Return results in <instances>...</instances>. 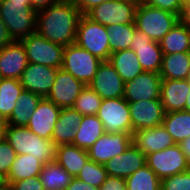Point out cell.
Wrapping results in <instances>:
<instances>
[{
    "label": "cell",
    "mask_w": 190,
    "mask_h": 190,
    "mask_svg": "<svg viewBox=\"0 0 190 190\" xmlns=\"http://www.w3.org/2000/svg\"><path fill=\"white\" fill-rule=\"evenodd\" d=\"M82 118L74 108H62L51 136L54 145L72 144Z\"/></svg>",
    "instance_id": "obj_23"
},
{
    "label": "cell",
    "mask_w": 190,
    "mask_h": 190,
    "mask_svg": "<svg viewBox=\"0 0 190 190\" xmlns=\"http://www.w3.org/2000/svg\"><path fill=\"white\" fill-rule=\"evenodd\" d=\"M85 85L62 68L57 70L55 81L46 97L60 108L73 107Z\"/></svg>",
    "instance_id": "obj_13"
},
{
    "label": "cell",
    "mask_w": 190,
    "mask_h": 190,
    "mask_svg": "<svg viewBox=\"0 0 190 190\" xmlns=\"http://www.w3.org/2000/svg\"><path fill=\"white\" fill-rule=\"evenodd\" d=\"M0 18L13 41L36 32L37 12L30 0H0Z\"/></svg>",
    "instance_id": "obj_2"
},
{
    "label": "cell",
    "mask_w": 190,
    "mask_h": 190,
    "mask_svg": "<svg viewBox=\"0 0 190 190\" xmlns=\"http://www.w3.org/2000/svg\"><path fill=\"white\" fill-rule=\"evenodd\" d=\"M27 65L26 51L20 41L0 49V78L19 80Z\"/></svg>",
    "instance_id": "obj_20"
},
{
    "label": "cell",
    "mask_w": 190,
    "mask_h": 190,
    "mask_svg": "<svg viewBox=\"0 0 190 190\" xmlns=\"http://www.w3.org/2000/svg\"><path fill=\"white\" fill-rule=\"evenodd\" d=\"M178 145H179L181 151L186 156L188 163L190 164V137L186 138Z\"/></svg>",
    "instance_id": "obj_47"
},
{
    "label": "cell",
    "mask_w": 190,
    "mask_h": 190,
    "mask_svg": "<svg viewBox=\"0 0 190 190\" xmlns=\"http://www.w3.org/2000/svg\"><path fill=\"white\" fill-rule=\"evenodd\" d=\"M137 7L134 0H107L91 9L86 16L105 27L115 24H135Z\"/></svg>",
    "instance_id": "obj_8"
},
{
    "label": "cell",
    "mask_w": 190,
    "mask_h": 190,
    "mask_svg": "<svg viewBox=\"0 0 190 190\" xmlns=\"http://www.w3.org/2000/svg\"><path fill=\"white\" fill-rule=\"evenodd\" d=\"M88 86L102 99L124 97L125 83L109 61H102Z\"/></svg>",
    "instance_id": "obj_14"
},
{
    "label": "cell",
    "mask_w": 190,
    "mask_h": 190,
    "mask_svg": "<svg viewBox=\"0 0 190 190\" xmlns=\"http://www.w3.org/2000/svg\"><path fill=\"white\" fill-rule=\"evenodd\" d=\"M57 70L49 66L28 63L19 80L24 90L46 98L55 81Z\"/></svg>",
    "instance_id": "obj_16"
},
{
    "label": "cell",
    "mask_w": 190,
    "mask_h": 190,
    "mask_svg": "<svg viewBox=\"0 0 190 190\" xmlns=\"http://www.w3.org/2000/svg\"><path fill=\"white\" fill-rule=\"evenodd\" d=\"M187 25L190 27V6L185 10L184 16L182 18Z\"/></svg>",
    "instance_id": "obj_49"
},
{
    "label": "cell",
    "mask_w": 190,
    "mask_h": 190,
    "mask_svg": "<svg viewBox=\"0 0 190 190\" xmlns=\"http://www.w3.org/2000/svg\"><path fill=\"white\" fill-rule=\"evenodd\" d=\"M98 190H127L124 178L107 176Z\"/></svg>",
    "instance_id": "obj_42"
},
{
    "label": "cell",
    "mask_w": 190,
    "mask_h": 190,
    "mask_svg": "<svg viewBox=\"0 0 190 190\" xmlns=\"http://www.w3.org/2000/svg\"><path fill=\"white\" fill-rule=\"evenodd\" d=\"M146 164L161 180L190 169V164L178 144L146 155Z\"/></svg>",
    "instance_id": "obj_10"
},
{
    "label": "cell",
    "mask_w": 190,
    "mask_h": 190,
    "mask_svg": "<svg viewBox=\"0 0 190 190\" xmlns=\"http://www.w3.org/2000/svg\"><path fill=\"white\" fill-rule=\"evenodd\" d=\"M130 49L136 53L144 71L160 72L163 53L159 42L151 40L146 33L135 28Z\"/></svg>",
    "instance_id": "obj_15"
},
{
    "label": "cell",
    "mask_w": 190,
    "mask_h": 190,
    "mask_svg": "<svg viewBox=\"0 0 190 190\" xmlns=\"http://www.w3.org/2000/svg\"><path fill=\"white\" fill-rule=\"evenodd\" d=\"M81 16L71 0H63L37 11L36 32L50 42L66 47L76 41Z\"/></svg>",
    "instance_id": "obj_1"
},
{
    "label": "cell",
    "mask_w": 190,
    "mask_h": 190,
    "mask_svg": "<svg viewBox=\"0 0 190 190\" xmlns=\"http://www.w3.org/2000/svg\"><path fill=\"white\" fill-rule=\"evenodd\" d=\"M185 111L187 112H190V93L187 97V101H186V104H185Z\"/></svg>",
    "instance_id": "obj_52"
},
{
    "label": "cell",
    "mask_w": 190,
    "mask_h": 190,
    "mask_svg": "<svg viewBox=\"0 0 190 190\" xmlns=\"http://www.w3.org/2000/svg\"><path fill=\"white\" fill-rule=\"evenodd\" d=\"M106 133L132 134L128 102L123 98L103 99L97 112Z\"/></svg>",
    "instance_id": "obj_9"
},
{
    "label": "cell",
    "mask_w": 190,
    "mask_h": 190,
    "mask_svg": "<svg viewBox=\"0 0 190 190\" xmlns=\"http://www.w3.org/2000/svg\"><path fill=\"white\" fill-rule=\"evenodd\" d=\"M6 184L10 190H44L40 176H34Z\"/></svg>",
    "instance_id": "obj_41"
},
{
    "label": "cell",
    "mask_w": 190,
    "mask_h": 190,
    "mask_svg": "<svg viewBox=\"0 0 190 190\" xmlns=\"http://www.w3.org/2000/svg\"><path fill=\"white\" fill-rule=\"evenodd\" d=\"M23 90L20 80L0 79V120L10 117Z\"/></svg>",
    "instance_id": "obj_32"
},
{
    "label": "cell",
    "mask_w": 190,
    "mask_h": 190,
    "mask_svg": "<svg viewBox=\"0 0 190 190\" xmlns=\"http://www.w3.org/2000/svg\"><path fill=\"white\" fill-rule=\"evenodd\" d=\"M147 4L177 14L181 19L185 13V9L179 0H149Z\"/></svg>",
    "instance_id": "obj_40"
},
{
    "label": "cell",
    "mask_w": 190,
    "mask_h": 190,
    "mask_svg": "<svg viewBox=\"0 0 190 190\" xmlns=\"http://www.w3.org/2000/svg\"><path fill=\"white\" fill-rule=\"evenodd\" d=\"M134 2L137 5H140V4H147L149 2V0H134Z\"/></svg>",
    "instance_id": "obj_53"
},
{
    "label": "cell",
    "mask_w": 190,
    "mask_h": 190,
    "mask_svg": "<svg viewBox=\"0 0 190 190\" xmlns=\"http://www.w3.org/2000/svg\"><path fill=\"white\" fill-rule=\"evenodd\" d=\"M20 42L25 48L28 63L62 68L64 46L50 42L37 32L21 39Z\"/></svg>",
    "instance_id": "obj_7"
},
{
    "label": "cell",
    "mask_w": 190,
    "mask_h": 190,
    "mask_svg": "<svg viewBox=\"0 0 190 190\" xmlns=\"http://www.w3.org/2000/svg\"><path fill=\"white\" fill-rule=\"evenodd\" d=\"M164 128L171 134L176 144L190 137V112H167L162 122Z\"/></svg>",
    "instance_id": "obj_33"
},
{
    "label": "cell",
    "mask_w": 190,
    "mask_h": 190,
    "mask_svg": "<svg viewBox=\"0 0 190 190\" xmlns=\"http://www.w3.org/2000/svg\"><path fill=\"white\" fill-rule=\"evenodd\" d=\"M161 181L147 164L125 179L127 190H161Z\"/></svg>",
    "instance_id": "obj_34"
},
{
    "label": "cell",
    "mask_w": 190,
    "mask_h": 190,
    "mask_svg": "<svg viewBox=\"0 0 190 190\" xmlns=\"http://www.w3.org/2000/svg\"><path fill=\"white\" fill-rule=\"evenodd\" d=\"M132 143L145 155L164 150L176 144L163 125L135 130L132 134Z\"/></svg>",
    "instance_id": "obj_21"
},
{
    "label": "cell",
    "mask_w": 190,
    "mask_h": 190,
    "mask_svg": "<svg viewBox=\"0 0 190 190\" xmlns=\"http://www.w3.org/2000/svg\"><path fill=\"white\" fill-rule=\"evenodd\" d=\"M159 43L163 55L190 52V27L180 19Z\"/></svg>",
    "instance_id": "obj_25"
},
{
    "label": "cell",
    "mask_w": 190,
    "mask_h": 190,
    "mask_svg": "<svg viewBox=\"0 0 190 190\" xmlns=\"http://www.w3.org/2000/svg\"><path fill=\"white\" fill-rule=\"evenodd\" d=\"M146 164V155L133 143L120 155L104 164L108 176L126 179Z\"/></svg>",
    "instance_id": "obj_18"
},
{
    "label": "cell",
    "mask_w": 190,
    "mask_h": 190,
    "mask_svg": "<svg viewBox=\"0 0 190 190\" xmlns=\"http://www.w3.org/2000/svg\"><path fill=\"white\" fill-rule=\"evenodd\" d=\"M180 19L172 12L140 4L135 13V26L136 29L146 33L151 40L160 42Z\"/></svg>",
    "instance_id": "obj_4"
},
{
    "label": "cell",
    "mask_w": 190,
    "mask_h": 190,
    "mask_svg": "<svg viewBox=\"0 0 190 190\" xmlns=\"http://www.w3.org/2000/svg\"><path fill=\"white\" fill-rule=\"evenodd\" d=\"M5 140L17 155L30 154L43 164L55 161V145L30 131L27 126L6 125Z\"/></svg>",
    "instance_id": "obj_3"
},
{
    "label": "cell",
    "mask_w": 190,
    "mask_h": 190,
    "mask_svg": "<svg viewBox=\"0 0 190 190\" xmlns=\"http://www.w3.org/2000/svg\"><path fill=\"white\" fill-rule=\"evenodd\" d=\"M159 74L162 79H190V52L163 55Z\"/></svg>",
    "instance_id": "obj_26"
},
{
    "label": "cell",
    "mask_w": 190,
    "mask_h": 190,
    "mask_svg": "<svg viewBox=\"0 0 190 190\" xmlns=\"http://www.w3.org/2000/svg\"><path fill=\"white\" fill-rule=\"evenodd\" d=\"M102 100L103 99L93 89L89 86H85L78 98L75 100L72 108L83 116L96 115Z\"/></svg>",
    "instance_id": "obj_36"
},
{
    "label": "cell",
    "mask_w": 190,
    "mask_h": 190,
    "mask_svg": "<svg viewBox=\"0 0 190 190\" xmlns=\"http://www.w3.org/2000/svg\"><path fill=\"white\" fill-rule=\"evenodd\" d=\"M42 97L30 91L23 90L10 117L5 121L7 125L27 126L31 114L37 108Z\"/></svg>",
    "instance_id": "obj_29"
},
{
    "label": "cell",
    "mask_w": 190,
    "mask_h": 190,
    "mask_svg": "<svg viewBox=\"0 0 190 190\" xmlns=\"http://www.w3.org/2000/svg\"><path fill=\"white\" fill-rule=\"evenodd\" d=\"M161 190H190V169L163 178L161 181Z\"/></svg>",
    "instance_id": "obj_38"
},
{
    "label": "cell",
    "mask_w": 190,
    "mask_h": 190,
    "mask_svg": "<svg viewBox=\"0 0 190 190\" xmlns=\"http://www.w3.org/2000/svg\"><path fill=\"white\" fill-rule=\"evenodd\" d=\"M190 93V79H162L160 100L165 113L185 111V104Z\"/></svg>",
    "instance_id": "obj_22"
},
{
    "label": "cell",
    "mask_w": 190,
    "mask_h": 190,
    "mask_svg": "<svg viewBox=\"0 0 190 190\" xmlns=\"http://www.w3.org/2000/svg\"><path fill=\"white\" fill-rule=\"evenodd\" d=\"M63 0H30L31 7L37 12Z\"/></svg>",
    "instance_id": "obj_45"
},
{
    "label": "cell",
    "mask_w": 190,
    "mask_h": 190,
    "mask_svg": "<svg viewBox=\"0 0 190 190\" xmlns=\"http://www.w3.org/2000/svg\"><path fill=\"white\" fill-rule=\"evenodd\" d=\"M16 156L17 153L4 138L0 142V176L6 179Z\"/></svg>",
    "instance_id": "obj_39"
},
{
    "label": "cell",
    "mask_w": 190,
    "mask_h": 190,
    "mask_svg": "<svg viewBox=\"0 0 190 190\" xmlns=\"http://www.w3.org/2000/svg\"><path fill=\"white\" fill-rule=\"evenodd\" d=\"M107 176L104 165L89 159L76 177L98 189L102 186Z\"/></svg>",
    "instance_id": "obj_37"
},
{
    "label": "cell",
    "mask_w": 190,
    "mask_h": 190,
    "mask_svg": "<svg viewBox=\"0 0 190 190\" xmlns=\"http://www.w3.org/2000/svg\"><path fill=\"white\" fill-rule=\"evenodd\" d=\"M39 176L44 190H66L74 178L56 161L43 164Z\"/></svg>",
    "instance_id": "obj_31"
},
{
    "label": "cell",
    "mask_w": 190,
    "mask_h": 190,
    "mask_svg": "<svg viewBox=\"0 0 190 190\" xmlns=\"http://www.w3.org/2000/svg\"><path fill=\"white\" fill-rule=\"evenodd\" d=\"M66 190H98L96 187L85 183L84 181L79 180L77 177H74L70 184L67 186Z\"/></svg>",
    "instance_id": "obj_44"
},
{
    "label": "cell",
    "mask_w": 190,
    "mask_h": 190,
    "mask_svg": "<svg viewBox=\"0 0 190 190\" xmlns=\"http://www.w3.org/2000/svg\"><path fill=\"white\" fill-rule=\"evenodd\" d=\"M132 143V134L106 133L87 149L90 160L104 165L116 155L123 153Z\"/></svg>",
    "instance_id": "obj_11"
},
{
    "label": "cell",
    "mask_w": 190,
    "mask_h": 190,
    "mask_svg": "<svg viewBox=\"0 0 190 190\" xmlns=\"http://www.w3.org/2000/svg\"><path fill=\"white\" fill-rule=\"evenodd\" d=\"M13 40L10 37L5 24L3 23L2 19L0 18V49L4 48L5 46L12 43Z\"/></svg>",
    "instance_id": "obj_46"
},
{
    "label": "cell",
    "mask_w": 190,
    "mask_h": 190,
    "mask_svg": "<svg viewBox=\"0 0 190 190\" xmlns=\"http://www.w3.org/2000/svg\"><path fill=\"white\" fill-rule=\"evenodd\" d=\"M179 2L185 10L190 6V0H179Z\"/></svg>",
    "instance_id": "obj_50"
},
{
    "label": "cell",
    "mask_w": 190,
    "mask_h": 190,
    "mask_svg": "<svg viewBox=\"0 0 190 190\" xmlns=\"http://www.w3.org/2000/svg\"><path fill=\"white\" fill-rule=\"evenodd\" d=\"M6 122L4 120H0V142L5 138V128Z\"/></svg>",
    "instance_id": "obj_48"
},
{
    "label": "cell",
    "mask_w": 190,
    "mask_h": 190,
    "mask_svg": "<svg viewBox=\"0 0 190 190\" xmlns=\"http://www.w3.org/2000/svg\"><path fill=\"white\" fill-rule=\"evenodd\" d=\"M162 78L159 73L143 71L125 83L124 99L130 102L160 100Z\"/></svg>",
    "instance_id": "obj_12"
},
{
    "label": "cell",
    "mask_w": 190,
    "mask_h": 190,
    "mask_svg": "<svg viewBox=\"0 0 190 190\" xmlns=\"http://www.w3.org/2000/svg\"><path fill=\"white\" fill-rule=\"evenodd\" d=\"M104 128L97 115L83 116L74 137L73 145L82 149H89L104 134Z\"/></svg>",
    "instance_id": "obj_27"
},
{
    "label": "cell",
    "mask_w": 190,
    "mask_h": 190,
    "mask_svg": "<svg viewBox=\"0 0 190 190\" xmlns=\"http://www.w3.org/2000/svg\"><path fill=\"white\" fill-rule=\"evenodd\" d=\"M82 13V15H86L91 9L98 6L102 2H106L107 0H71Z\"/></svg>",
    "instance_id": "obj_43"
},
{
    "label": "cell",
    "mask_w": 190,
    "mask_h": 190,
    "mask_svg": "<svg viewBox=\"0 0 190 190\" xmlns=\"http://www.w3.org/2000/svg\"><path fill=\"white\" fill-rule=\"evenodd\" d=\"M135 28V24L109 25L107 29L110 52L129 49L134 37Z\"/></svg>",
    "instance_id": "obj_35"
},
{
    "label": "cell",
    "mask_w": 190,
    "mask_h": 190,
    "mask_svg": "<svg viewBox=\"0 0 190 190\" xmlns=\"http://www.w3.org/2000/svg\"><path fill=\"white\" fill-rule=\"evenodd\" d=\"M43 163L30 154L17 155L6 177V183L39 176Z\"/></svg>",
    "instance_id": "obj_30"
},
{
    "label": "cell",
    "mask_w": 190,
    "mask_h": 190,
    "mask_svg": "<svg viewBox=\"0 0 190 190\" xmlns=\"http://www.w3.org/2000/svg\"><path fill=\"white\" fill-rule=\"evenodd\" d=\"M109 62L114 66L124 83L135 79L144 71L136 53L130 48L111 53Z\"/></svg>",
    "instance_id": "obj_28"
},
{
    "label": "cell",
    "mask_w": 190,
    "mask_h": 190,
    "mask_svg": "<svg viewBox=\"0 0 190 190\" xmlns=\"http://www.w3.org/2000/svg\"><path fill=\"white\" fill-rule=\"evenodd\" d=\"M128 105L132 122V134L135 130L162 125L165 111L161 100H143L130 102Z\"/></svg>",
    "instance_id": "obj_17"
},
{
    "label": "cell",
    "mask_w": 190,
    "mask_h": 190,
    "mask_svg": "<svg viewBox=\"0 0 190 190\" xmlns=\"http://www.w3.org/2000/svg\"><path fill=\"white\" fill-rule=\"evenodd\" d=\"M88 160L87 150L73 144H62L55 147V161L73 177L80 173Z\"/></svg>",
    "instance_id": "obj_24"
},
{
    "label": "cell",
    "mask_w": 190,
    "mask_h": 190,
    "mask_svg": "<svg viewBox=\"0 0 190 190\" xmlns=\"http://www.w3.org/2000/svg\"><path fill=\"white\" fill-rule=\"evenodd\" d=\"M102 60L92 55L76 43L64 48L62 69L88 86L98 70Z\"/></svg>",
    "instance_id": "obj_6"
},
{
    "label": "cell",
    "mask_w": 190,
    "mask_h": 190,
    "mask_svg": "<svg viewBox=\"0 0 190 190\" xmlns=\"http://www.w3.org/2000/svg\"><path fill=\"white\" fill-rule=\"evenodd\" d=\"M75 43L102 61H109L111 52L108 29L86 15H82L79 20Z\"/></svg>",
    "instance_id": "obj_5"
},
{
    "label": "cell",
    "mask_w": 190,
    "mask_h": 190,
    "mask_svg": "<svg viewBox=\"0 0 190 190\" xmlns=\"http://www.w3.org/2000/svg\"><path fill=\"white\" fill-rule=\"evenodd\" d=\"M7 187L6 179L2 176H0V190H3Z\"/></svg>",
    "instance_id": "obj_51"
},
{
    "label": "cell",
    "mask_w": 190,
    "mask_h": 190,
    "mask_svg": "<svg viewBox=\"0 0 190 190\" xmlns=\"http://www.w3.org/2000/svg\"><path fill=\"white\" fill-rule=\"evenodd\" d=\"M61 109L48 99L42 98L35 111L31 114L27 127L34 134L51 140Z\"/></svg>",
    "instance_id": "obj_19"
}]
</instances>
